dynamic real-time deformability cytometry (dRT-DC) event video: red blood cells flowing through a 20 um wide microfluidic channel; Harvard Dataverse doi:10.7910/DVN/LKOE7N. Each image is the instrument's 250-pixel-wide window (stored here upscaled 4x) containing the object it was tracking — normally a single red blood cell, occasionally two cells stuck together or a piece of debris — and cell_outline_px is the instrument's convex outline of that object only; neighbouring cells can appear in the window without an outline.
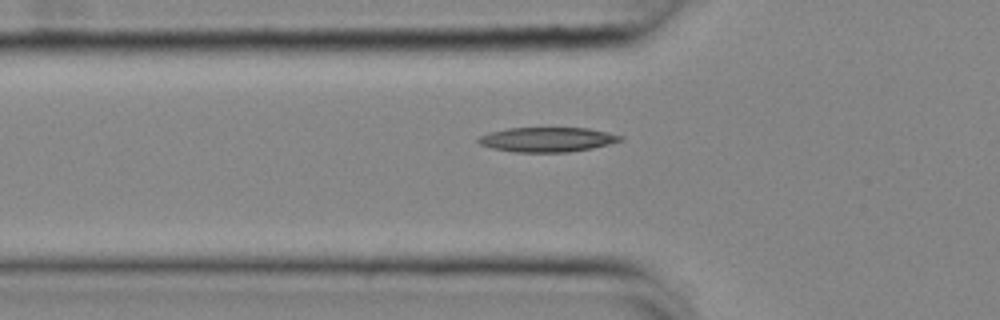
{"species": "common noctule bat (a hibernating species)", "species_latin": "Nyctalus noctula", "temperature_condition": "cold", "stored_images_in_passage": 48, "camera_frame_rate_fps": 3000, "um_per_image_px": 0.085, "animal": {"sex": "female", "body_mass_g": 25.1}, "frame": {"image": 1, "passage_image": 17, "time_ms": 5.333, "image_size_px": [1000, 320], "cell_outline_px": [[624, 140], [592, 148], [568, 152], [516, 152], [492, 148], [480, 144], [476, 140], [480, 136], [492, 132], [508, 128], [588, 128], [624, 136]], "centroid_in_image_um": [46.54, 11.86], "position_along_channel_um": 79.3, "area_um2": 20.23}}
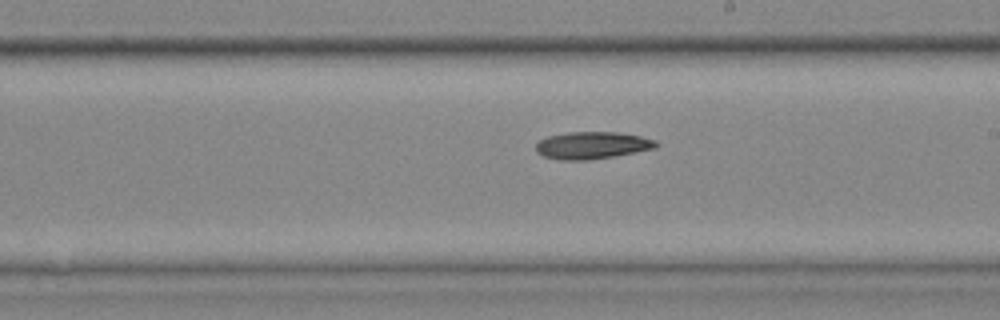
{"frame": {"image": 2, "passage_image": 30, "time_ms": 9.667, "image_size_px": [1000, 320], "cell_outline_px": [[660, 144], [656, 148], [612, 156], [588, 160], [560, 160], [544, 156], [536, 152], [536, 144], [540, 140], [548, 136], [568, 132], [616, 132], [640, 136], [656, 140]], "centroid_in_image_um": [50.33, 12.35], "position_along_channel_um": 238.7, "area_um2": 18.96}}
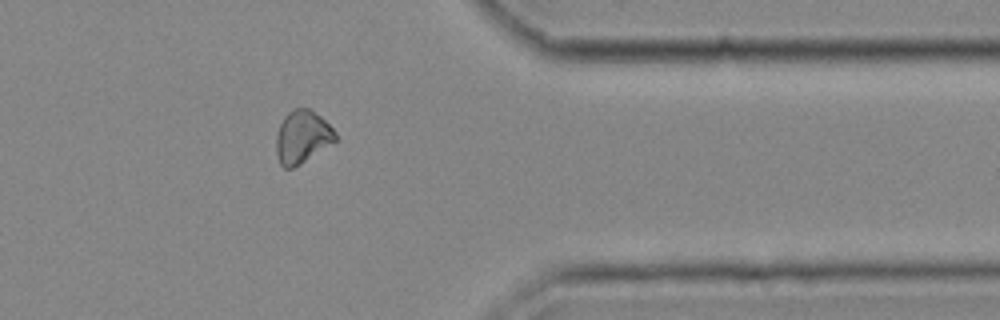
{"frame": {"image": 3, "passage_image": 43, "time_ms": 14.0, "image_size_px": [1000, 320], "cell_outline_px": [[336, 140], [300, 164], [292, 168], [284, 168], [280, 164], [276, 156], [276, 136], [280, 124], [284, 116], [292, 108], [308, 108], [320, 116], [336, 132]], "centroid_in_image_um": [25.65, 11.63], "position_along_channel_um": 385.7, "area_um2": 18.03}}